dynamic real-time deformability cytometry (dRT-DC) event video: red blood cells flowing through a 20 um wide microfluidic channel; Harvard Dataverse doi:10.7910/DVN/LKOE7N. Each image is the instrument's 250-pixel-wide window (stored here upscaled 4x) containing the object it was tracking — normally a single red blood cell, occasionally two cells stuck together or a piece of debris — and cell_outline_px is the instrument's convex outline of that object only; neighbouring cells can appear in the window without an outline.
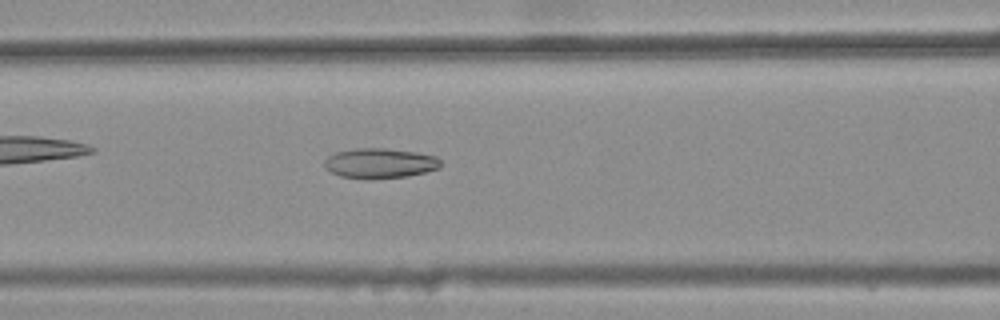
{"species": "common noctule bat (a hibernating species)", "species_latin": "Nyctalus noctula", "temperature_condition": "warm", "stored_images_in_passage": 37, "camera_frame_rate_fps": 3000, "um_per_image_px": 0.085, "animal": {"sex": "female", "body_mass_g": 25.1}, "frame": {"image": 1, "passage_image": 13, "time_ms": 4.0, "image_size_px": [1000, 320], "cell_outline_px": [[440, 168], [408, 176], [368, 180], [364, 180], [340, 176], [324, 168], [324, 160], [328, 156], [336, 152], [356, 148], [384, 148], [416, 152], [436, 156], [440, 160]], "centroid_in_image_um": [32.26, 13.89], "position_along_channel_um": 134.3, "area_um2": 20.58}}
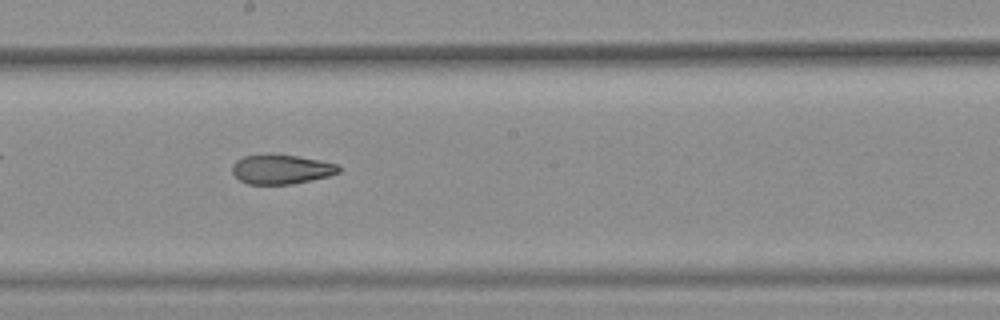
{"frame": {"image": 2, "passage_image": 20, "time_ms": 6.333, "image_size_px": [1000, 320], "cell_outline_px": [[340, 172], [328, 176], [292, 184], [248, 184], [240, 180], [232, 172], [232, 164], [236, 160], [244, 156], [268, 152], [272, 152], [320, 160], [336, 164], [340, 168]], "centroid_in_image_um": [23.87, 14.36], "position_along_channel_um": 224.3, "area_um2": 18.55}}
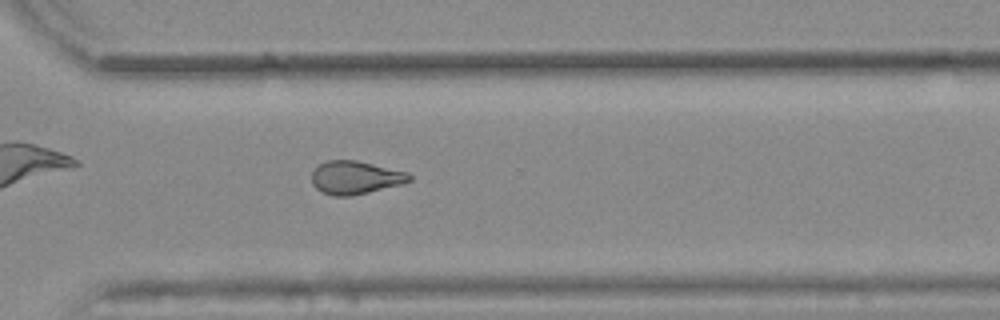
{"frame": {"image": 3, "passage_image": 29, "time_ms": 9.333, "image_size_px": [1000, 320], "cell_outline_px": [[412, 180], [400, 184], [352, 196], [332, 196], [316, 188], [312, 184], [312, 172], [320, 164], [328, 160], [356, 160], [408, 172], [412, 176]], "centroid_in_image_um": [30.2, 15.09], "position_along_channel_um": 340.4, "area_um2": 18.73}, "authors_computed_cell_mechanics": {"area_um2": 19.1318, "velocity_mm_per_s": 3.8641, "shape_relaxation_time_tau1_ms": null, "shape_relaxation_time_tau2_ms": 2.4077, "deformation_change_tau1": null, "deformation_change_tau2": 0.0983}}